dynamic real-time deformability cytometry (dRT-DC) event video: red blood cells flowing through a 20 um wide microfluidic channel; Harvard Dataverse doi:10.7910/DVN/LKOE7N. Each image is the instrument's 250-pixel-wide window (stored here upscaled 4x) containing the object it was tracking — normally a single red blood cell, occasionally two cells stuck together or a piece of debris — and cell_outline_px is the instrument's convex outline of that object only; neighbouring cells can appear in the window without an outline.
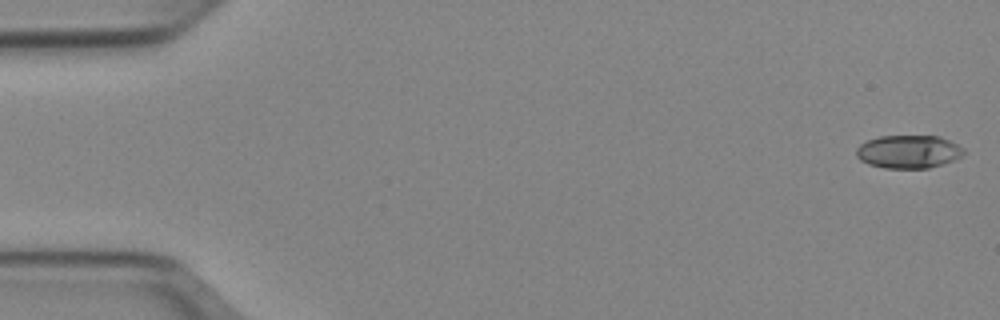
{"species": "Egyptian fruit bat (a non-hibernating species)", "species_latin": "Rousettus aegyptiacus", "temperature_condition": "cold", "stored_images_in_passage": 51, "camera_frame_rate_fps": 3000, "um_per_image_px": 0.085, "animal": {"sex": "female"}, "frame": {"image": 1, "passage_image": 1, "time_ms": 0.0, "image_size_px": [1000, 320], "cell_outline_px": [[964, 152], [960, 156], [952, 160], [928, 168], [884, 168], [868, 164], [860, 160], [856, 156], [856, 148], [860, 144], [868, 140], [880, 136], [940, 136], [964, 148]], "centroid_in_image_um": [77.18, 12.89], "position_along_channel_um": 7.8, "area_um2": 20.58}}
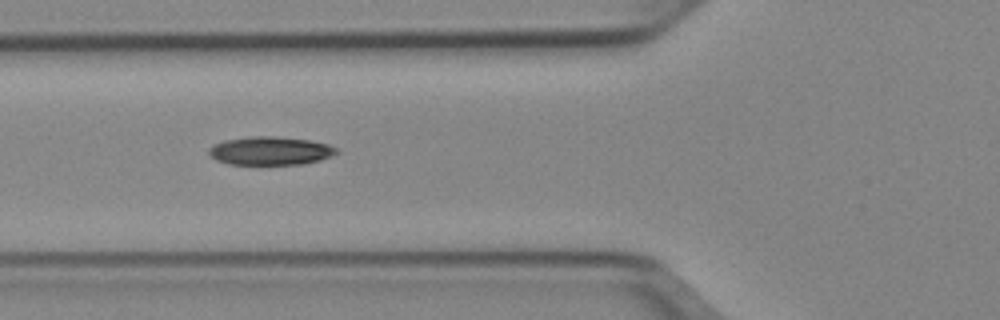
{"frame": {"image": 2, "passage_image": 19, "time_ms": 6.0, "image_size_px": [1000, 320], "cell_outline_px": [[340, 152], [320, 160], [304, 164], [228, 164], [216, 160], [208, 152], [208, 148], [224, 140], [252, 136], [272, 136], [308, 140], [328, 144], [336, 148]], "centroid_in_image_um": [22.98, 12.82], "position_along_channel_um": 102.8, "area_um2": 20.98}}
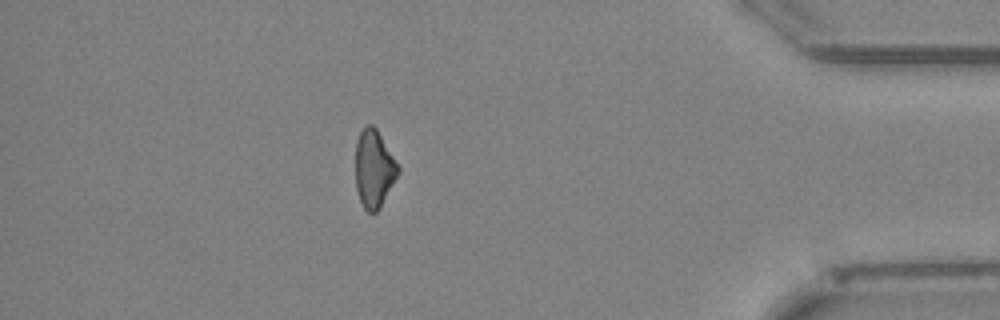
{"frame": {"image": 3, "passage_image": 45, "time_ms": 14.667, "image_size_px": [1000, 320], "cell_outline_px": [[400, 172], [380, 208], [376, 212], [368, 212], [364, 208], [360, 200], [356, 188], [356, 140], [360, 132], [368, 124], [372, 124], [376, 128], [400, 168]], "centroid_in_image_um": [31.79, 14.36], "position_along_channel_um": 403.4, "area_um2": 19.13}, "authors_computed_cell_mechanics": {"area_um2": 20.7502, "velocity_mm_per_s": 3.9605, "shape_relaxation_time_tau1_ms": 5.3088, "shape_relaxation_time_tau2_ms": null, "deformation_change_tau1": 0.1336, "deformation_change_tau2": null}}